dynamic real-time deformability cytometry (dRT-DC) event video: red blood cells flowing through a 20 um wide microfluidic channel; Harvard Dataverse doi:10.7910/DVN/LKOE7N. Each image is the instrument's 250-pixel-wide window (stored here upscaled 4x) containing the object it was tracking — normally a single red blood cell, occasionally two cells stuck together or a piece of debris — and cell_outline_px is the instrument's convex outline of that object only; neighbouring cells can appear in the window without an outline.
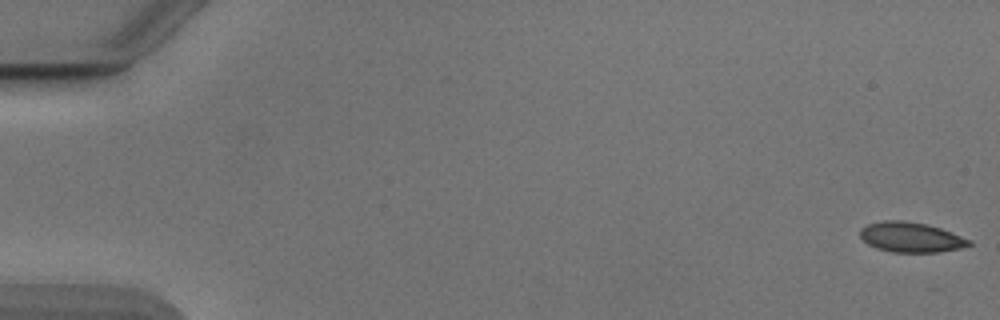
{"species": "Egyptian fruit bat (a non-hibernating species)", "species_latin": "Rousettus aegyptiacus", "temperature_condition": "cold", "stored_images_in_passage": 15, "camera_frame_rate_fps": 3000, "um_per_image_px": 0.085, "animal": {"sex": "male"}, "frame": {"image": 1, "passage_image": 1, "time_ms": 0.0, "image_size_px": [1000, 320], "cell_outline_px": [[972, 244], [960, 248], [940, 252], [892, 252], [876, 248], [868, 244], [860, 236], [860, 228], [868, 224], [884, 220], [904, 220], [924, 224], [940, 228], [952, 232], [972, 240]], "centroid_in_image_um": [77.43, 20.16], "position_along_channel_um": 7.6, "area_um2": 19.07}}
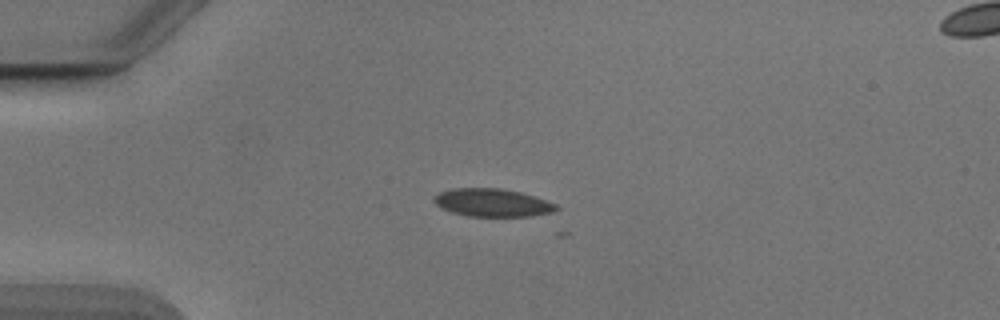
{"frame": {"image": 2, "passage_image": 14, "time_ms": 4.333, "image_size_px": [1000, 320], "cell_outline_px": [[560, 208], [552, 212], [532, 216], [468, 216], [452, 212], [440, 208], [432, 200], [432, 196], [440, 192], [452, 188], [500, 188], [520, 192], [556, 204]], "centroid_in_image_um": [41.8, 17.22], "position_along_channel_um": 43.2, "area_um2": 19.88}}